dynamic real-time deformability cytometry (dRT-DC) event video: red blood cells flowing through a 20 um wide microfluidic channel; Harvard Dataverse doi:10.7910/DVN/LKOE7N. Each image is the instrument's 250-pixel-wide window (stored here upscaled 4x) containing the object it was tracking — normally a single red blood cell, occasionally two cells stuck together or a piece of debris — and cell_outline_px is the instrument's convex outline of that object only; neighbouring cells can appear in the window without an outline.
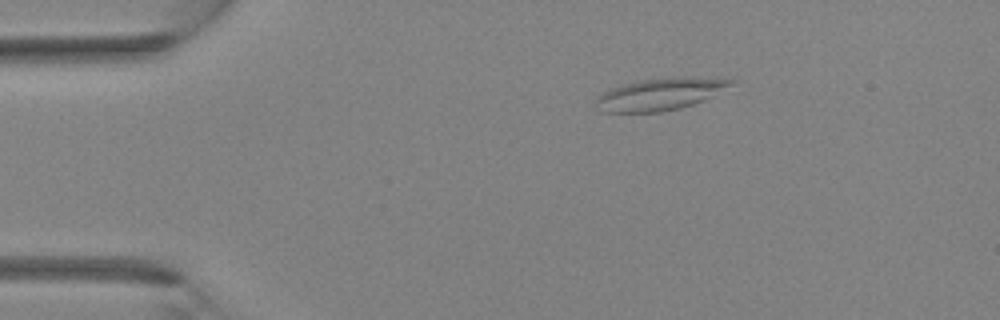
{"species": "Egyptian fruit bat (a non-hibernating species)", "species_latin": "Rousettus aegyptiacus", "temperature_condition": "room temperature", "stored_images_in_passage": 31, "camera_frame_rate_fps": 3000, "um_per_image_px": 0.085, "animal": {"sex": "female"}, "frame": {"image": 1, "passage_image": 1, "time_ms": 0.0, "image_size_px": [1000, 320], "cell_outline_px": [[736, 80], [732, 84], [704, 100], [680, 108], [660, 112], [604, 112], [596, 108], [596, 96], [608, 88], [640, 80], [672, 76], [700, 76]], "centroid_in_image_um": [56.07, 7.98], "position_along_channel_um": 28.9, "area_um2": 25.49}}
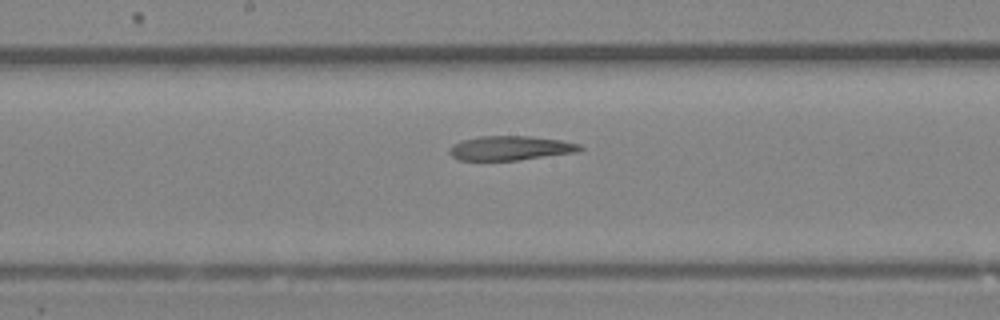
{"frame": {"image": 2, "passage_image": 14, "time_ms": 4.333, "image_size_px": [1000, 320], "cell_outline_px": [[584, 148], [576, 152], [516, 160], [460, 160], [452, 156], [448, 152], [448, 148], [452, 144], [460, 140], [480, 136], [532, 136], [560, 140], [580, 144]], "centroid_in_image_um": [43.33, 12.58], "position_along_channel_um": 204.9, "area_um2": 18.5}}
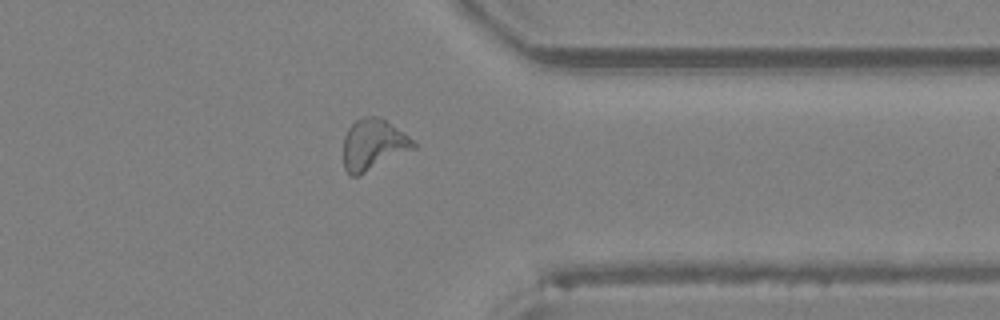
{"frame": {"image": 3, "passage_image": 24, "time_ms": 7.667, "image_size_px": [1000, 320], "cell_outline_px": [[416, 148], [360, 176], [352, 176], [344, 168], [344, 136], [348, 128], [356, 120], [364, 116], [376, 116], [384, 120], [408, 136], [416, 144]], "centroid_in_image_um": [31.71, 12.32], "position_along_channel_um": 379.7, "area_um2": 20.69}}